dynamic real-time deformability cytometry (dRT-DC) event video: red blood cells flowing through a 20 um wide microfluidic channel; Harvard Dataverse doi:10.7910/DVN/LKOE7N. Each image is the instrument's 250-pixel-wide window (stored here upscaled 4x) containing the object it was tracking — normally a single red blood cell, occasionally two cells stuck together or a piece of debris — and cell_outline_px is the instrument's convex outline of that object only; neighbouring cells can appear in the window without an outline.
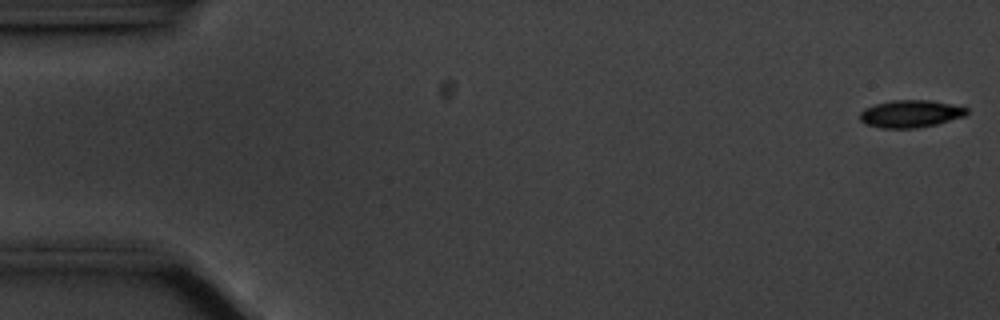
{"species": "common noctule bat (a hibernating species)", "species_latin": "Nyctalus noctula", "temperature_condition": "cold", "stored_images_in_passage": 56, "camera_frame_rate_fps": 3000, "um_per_image_px": 0.085, "animal": {"sex": "male", "body_mass_g": 20.1, "forearm_length_mm": 53.5}, "frame": {"image": 1, "passage_image": 1, "time_ms": 0.0, "image_size_px": [1000, 320], "cell_outline_px": [[968, 112], [964, 116], [936, 124], [916, 128], [880, 128], [868, 124], [860, 120], [860, 112], [864, 108], [876, 104], [892, 100], [928, 100], [968, 108]], "centroid_in_image_um": [77.37, 9.67], "position_along_channel_um": 7.6, "area_um2": 16.82}}
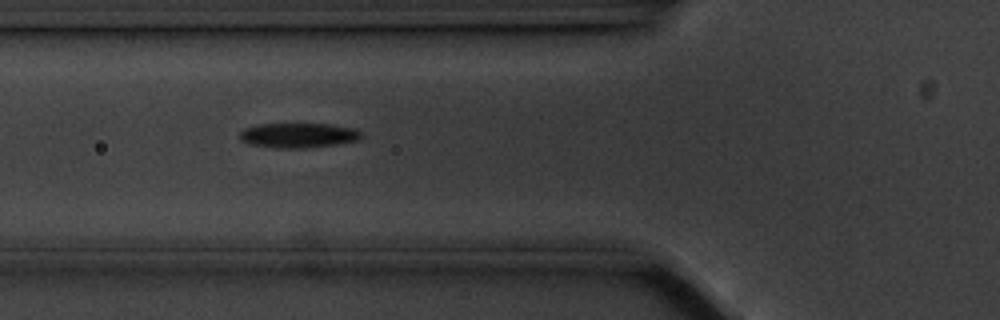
{"frame": {"image": 2, "passage_image": 20, "time_ms": 6.333, "image_size_px": [1000, 320], "cell_outline_px": [[364, 136], [360, 140], [336, 144], [308, 148], [276, 148], [248, 144], [240, 136], [240, 132], [244, 128], [260, 124], [332, 124], [356, 128], [364, 132]], "centroid_in_image_um": [25.46, 11.5], "position_along_channel_um": 100.3, "area_um2": 17.8}}
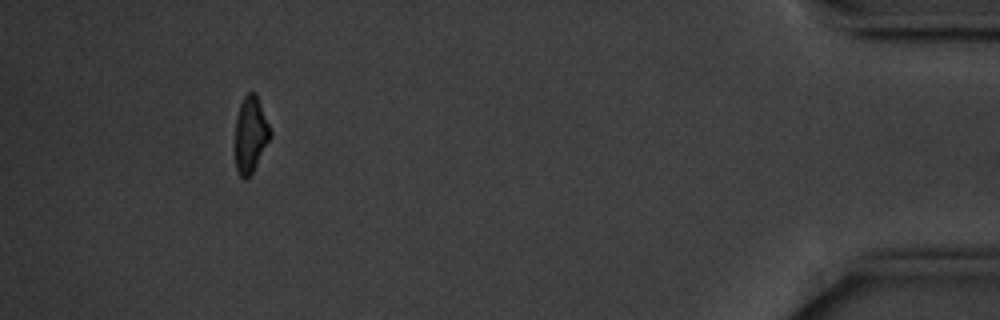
{"frame": {"image": 3, "passage_image": 52, "time_ms": 17.0, "image_size_px": [1000, 320], "cell_outline_px": [[272, 136], [252, 172], [244, 180], [240, 176], [236, 168], [236, 116], [240, 104], [244, 96], [248, 92], [256, 92], [272, 132]], "centroid_in_image_um": [21.31, 11.4], "position_along_channel_um": 413.9, "area_um2": 15.49}, "authors_computed_cell_mechanics": {"area_um2": 17.34, "velocity_mm_per_s": 3.5377, "shape_relaxation_time_tau1_ms": 2.9423, "shape_relaxation_time_tau2_ms": null, "deformation_change_tau1": 0.1296, "deformation_change_tau2": null}}